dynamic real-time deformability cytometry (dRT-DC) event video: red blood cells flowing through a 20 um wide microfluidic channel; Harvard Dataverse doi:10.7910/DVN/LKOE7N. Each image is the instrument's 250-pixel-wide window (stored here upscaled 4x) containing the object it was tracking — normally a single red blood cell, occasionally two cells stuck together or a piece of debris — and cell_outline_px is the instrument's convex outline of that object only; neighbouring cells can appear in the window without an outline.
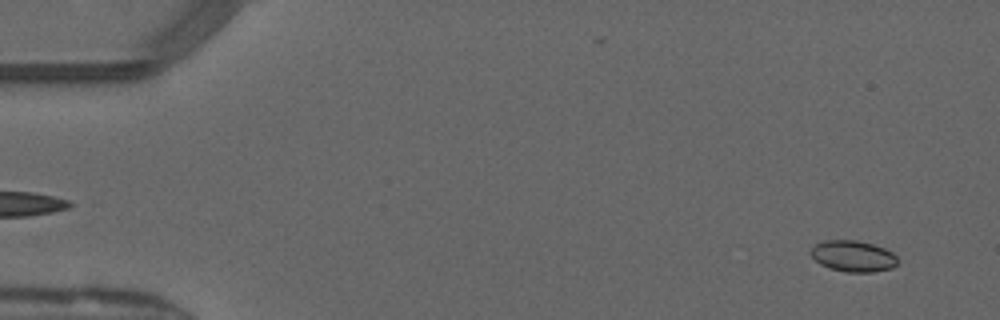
{"species": "common noctule bat (a hibernating species)", "species_latin": "Nyctalus noctula", "temperature_condition": "warm", "stored_images_in_passage": 50, "camera_frame_rate_fps": 3000, "um_per_image_px": 0.085, "animal": {"sex": "male", "forearm_length_mm": 52.5}, "frame": {"image": 1, "passage_image": 3, "time_ms": 0.667, "image_size_px": [1000, 320], "cell_outline_px": [[900, 260], [892, 268], [872, 272], [844, 272], [828, 268], [820, 264], [808, 252], [816, 244], [824, 240], [856, 240], [872, 244], [884, 248], [892, 252]], "centroid_in_image_um": [72.51, 21.78], "position_along_channel_um": 12.5, "area_um2": 15.9}}
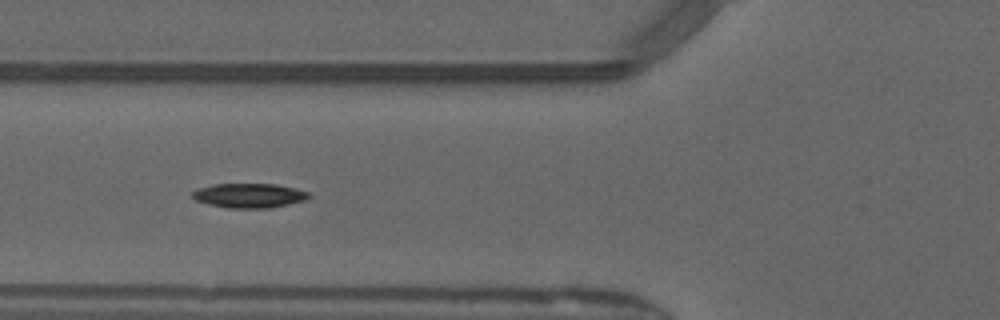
{"frame": {"image": 2, "passage_image": 19, "time_ms": 6.0, "image_size_px": [1000, 320], "cell_outline_px": [[312, 196], [308, 200], [268, 208], [228, 208], [208, 204], [196, 200], [192, 196], [192, 192], [196, 188], [212, 184], [276, 184], [296, 188], [308, 192]], "centroid_in_image_um": [21.2, 16.62], "position_along_channel_um": 104.6, "area_um2": 16.76}}
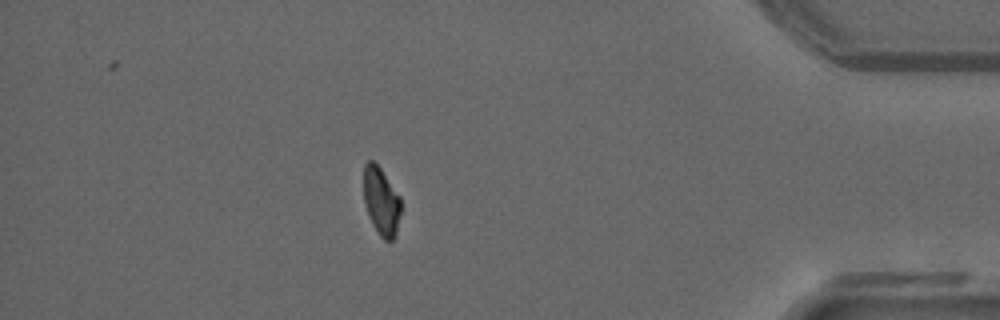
{"frame": {"image": 3, "passage_image": 44, "time_ms": 14.333, "image_size_px": [1000, 320], "cell_outline_px": [[400, 212], [396, 236], [392, 240], [384, 240], [380, 236], [372, 224], [364, 204], [364, 164], [368, 160], [372, 160], [380, 168], [400, 196]], "centroid_in_image_um": [32.4, 17.12], "position_along_channel_um": 402.8, "area_um2": 14.68}, "authors_computed_cell_mechanics": {"area_um2": 16.2418, "velocity_mm_per_s": 4.09, "shape_relaxation_time_tau1_ms": 8.2436, "shape_relaxation_time_tau2_ms": null, "deformation_change_tau1": 0.2163, "deformation_change_tau2": null}}